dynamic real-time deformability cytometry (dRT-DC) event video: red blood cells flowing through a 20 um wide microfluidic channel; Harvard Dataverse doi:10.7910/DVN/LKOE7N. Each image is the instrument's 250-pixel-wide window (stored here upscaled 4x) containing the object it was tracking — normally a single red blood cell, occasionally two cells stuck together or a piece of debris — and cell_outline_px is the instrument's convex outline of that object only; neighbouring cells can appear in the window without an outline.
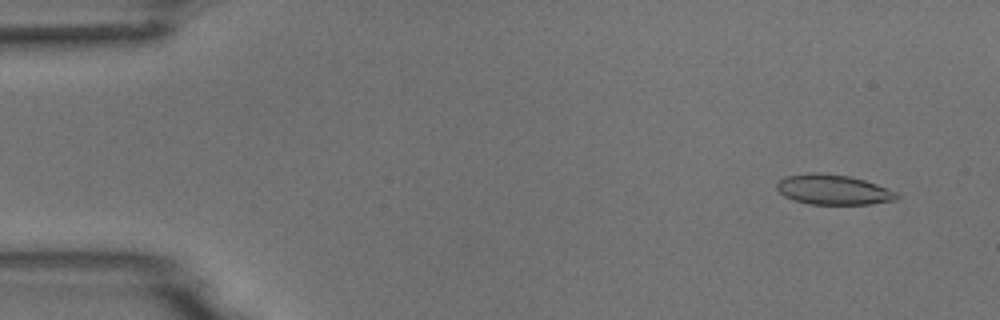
{"species": "common noctule bat (a hibernating species)", "species_latin": "Nyctalus noctula", "temperature_condition": "room temperature", "stored_images_in_passage": 7, "camera_frame_rate_fps": 3000, "um_per_image_px": 0.085, "animal": {"sex": "male", "body_mass_g": 18.8}, "frame": {"image": 1, "passage_image": 1, "time_ms": 0.0, "image_size_px": [1000, 320], "cell_outline_px": [[900, 196], [896, 200], [872, 204], [808, 204], [792, 200], [784, 196], [776, 188], [776, 184], [784, 176], [812, 172], [820, 172], [848, 176], [864, 180], [888, 188], [896, 192]], "centroid_in_image_um": [70.81, 16.12], "position_along_channel_um": 14.2, "area_um2": 21.15}}
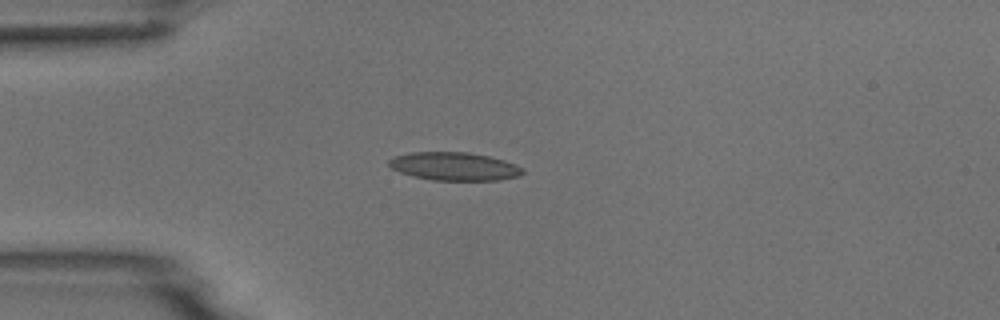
{"frame": {"image": 2, "passage_image": 4, "time_ms": 3.333, "image_size_px": [1000, 320], "cell_outline_px": [[524, 172], [520, 176], [496, 180], [432, 180], [412, 176], [400, 172], [392, 168], [388, 164], [388, 160], [396, 156], [412, 152], [468, 152], [488, 156], [504, 160], [524, 168]], "centroid_in_image_um": [38.62, 14.14], "position_along_channel_um": 46.4, "area_um2": 21.91}}